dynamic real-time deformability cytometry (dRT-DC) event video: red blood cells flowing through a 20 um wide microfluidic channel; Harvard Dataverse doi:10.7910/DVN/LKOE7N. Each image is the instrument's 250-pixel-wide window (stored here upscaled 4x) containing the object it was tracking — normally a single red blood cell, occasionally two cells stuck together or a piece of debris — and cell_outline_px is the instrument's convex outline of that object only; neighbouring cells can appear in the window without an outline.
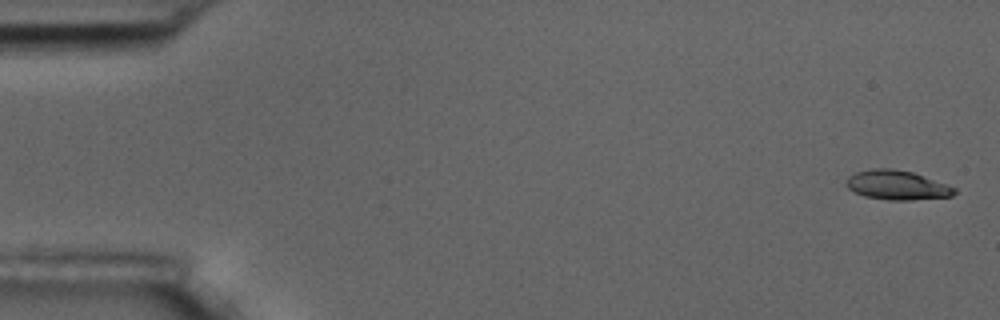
{"species": "common noctule bat (a hibernating species)", "species_latin": "Nyctalus noctula", "temperature_condition": "room temperature", "stored_images_in_passage": 55, "camera_frame_rate_fps": 3000, "um_per_image_px": 0.085, "animal": {"sex": "male", "body_mass_g": 17.5, "forearm_length_mm": 52.3}, "frame": {"image": 1, "passage_image": 1, "time_ms": 0.0, "image_size_px": [1000, 320], "cell_outline_px": [[956, 192], [952, 196], [908, 200], [888, 200], [864, 196], [848, 188], [844, 184], [848, 176], [856, 172], [876, 168], [892, 168], [912, 172], [956, 188]], "centroid_in_image_um": [76.21, 15.73], "position_along_channel_um": 8.8, "area_um2": 18.32}}
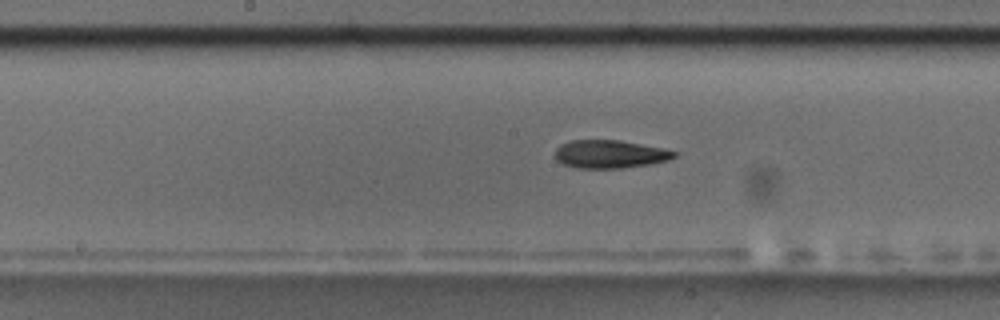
{"frame": {"image": 2, "passage_image": 28, "time_ms": 9.0, "image_size_px": [1000, 320], "cell_outline_px": [[676, 156], [668, 160], [648, 164], [620, 168], [576, 168], [564, 164], [556, 160], [556, 148], [560, 144], [572, 140], [620, 140], [660, 148], [676, 152]], "centroid_in_image_um": [51.79, 13.1], "position_along_channel_um": 196.4, "area_um2": 19.25}}
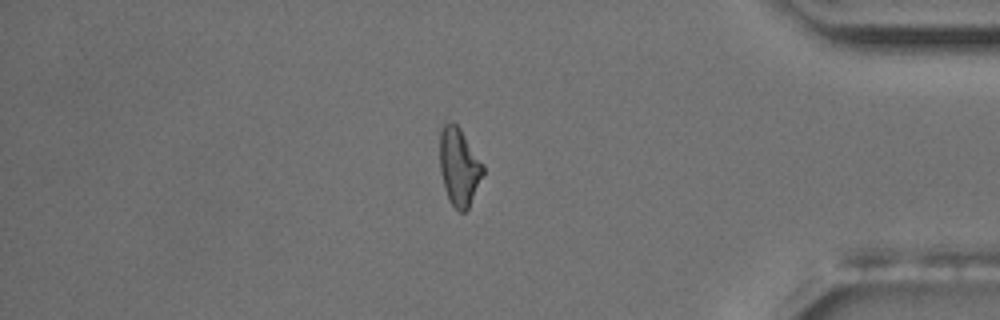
{"frame": {"image": 3, "passage_image": 47, "time_ms": 15.333, "image_size_px": [1000, 320], "cell_outline_px": [[484, 172], [468, 208], [464, 212], [460, 212], [452, 204], [444, 188], [440, 172], [440, 132], [444, 124], [448, 120], [452, 120], [460, 128], [484, 164]], "centroid_in_image_um": [39.02, 14.13], "position_along_channel_um": 396.2, "area_um2": 19.54}, "authors_computed_cell_mechanics": {"area_um2": 19.5364, "velocity_mm_per_s": 3.6302, "shape_relaxation_time_tau1_ms": 10.4994, "shape_relaxation_time_tau2_ms": 4.9699, "deformation_change_tau1": 0.2131, "deformation_change_tau2": 0.1451}}